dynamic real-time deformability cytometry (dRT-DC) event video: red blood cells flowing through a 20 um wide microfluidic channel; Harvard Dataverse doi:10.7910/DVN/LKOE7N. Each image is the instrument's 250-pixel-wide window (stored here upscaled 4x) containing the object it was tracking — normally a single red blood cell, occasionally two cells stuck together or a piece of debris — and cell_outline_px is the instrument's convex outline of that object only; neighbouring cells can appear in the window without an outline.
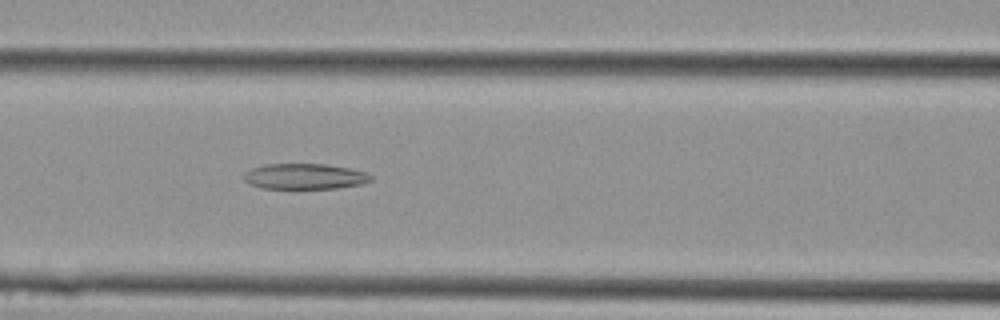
{"species": "Egyptian fruit bat (a non-hibernating species)", "species_latin": "Rousettus aegyptiacus", "temperature_condition": "cold", "stored_images_in_passage": 11, "camera_frame_rate_fps": 3000, "um_per_image_px": 0.085, "animal": {"sex": "female"}, "frame": {"image": 1, "passage_image": 11, "time_ms": 3.333, "image_size_px": [1000, 320], "cell_outline_px": [[372, 180], [360, 184], [336, 188], [260, 188], [248, 184], [244, 180], [244, 172], [252, 168], [268, 164], [324, 164], [348, 168], [364, 172], [372, 176]], "centroid_in_image_um": [25.85, 14.99], "position_along_channel_um": 140.7, "area_um2": 18.79}}